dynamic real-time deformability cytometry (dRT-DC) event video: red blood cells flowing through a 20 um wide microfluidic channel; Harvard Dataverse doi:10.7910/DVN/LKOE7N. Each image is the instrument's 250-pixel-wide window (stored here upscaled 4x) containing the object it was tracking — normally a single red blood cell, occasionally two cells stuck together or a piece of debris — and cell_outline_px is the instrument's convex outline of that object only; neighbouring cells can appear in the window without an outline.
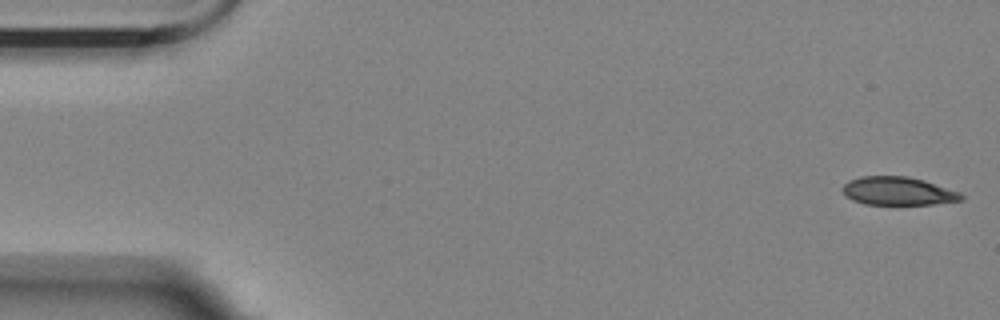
{"species": "Egyptian fruit bat (a non-hibernating species)", "species_latin": "Rousettus aegyptiacus", "temperature_condition": "room temperature", "stored_images_in_passage": 55, "camera_frame_rate_fps": 3000, "um_per_image_px": 0.085, "animal": {"sex": "female"}, "frame": {"image": 1, "passage_image": 1, "time_ms": 0.0, "image_size_px": [1000, 320], "cell_outline_px": [[964, 200], [932, 204], [864, 204], [852, 200], [844, 192], [844, 184], [848, 180], [860, 176], [908, 176], [924, 180], [960, 192], [964, 196]], "centroid_in_image_um": [76.36, 16.23], "position_along_channel_um": 8.6, "area_um2": 19.48}}
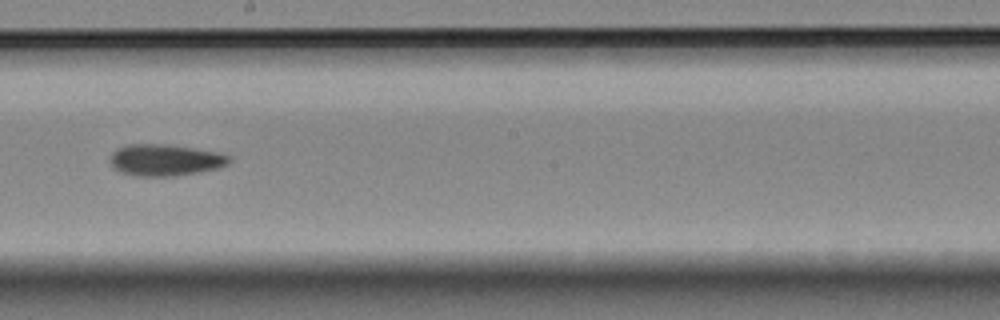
{"frame": {"image": 2, "passage_image": 31, "time_ms": 10.0, "image_size_px": [1000, 320], "cell_outline_px": [[232, 160], [228, 164], [216, 168], [176, 176], [132, 176], [120, 172], [112, 168], [108, 160], [112, 152], [116, 148], [128, 144], [164, 144], [192, 148], [216, 152], [232, 156]], "centroid_in_image_um": [13.97, 13.6], "position_along_channel_um": 234.2, "area_um2": 22.08}}
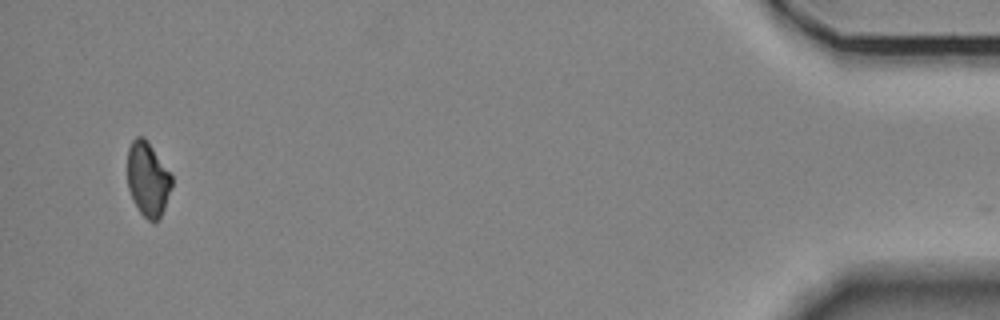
{"frame": {"image": 3, "passage_image": 54, "time_ms": 17.667, "image_size_px": [1000, 320], "cell_outline_px": [[172, 188], [164, 208], [156, 224], [148, 220], [140, 212], [128, 188], [128, 148], [132, 140], [136, 136], [144, 136], [148, 140], [172, 176]], "centroid_in_image_um": [12.58, 15.21], "position_along_channel_um": 422.6, "area_um2": 19.19}}